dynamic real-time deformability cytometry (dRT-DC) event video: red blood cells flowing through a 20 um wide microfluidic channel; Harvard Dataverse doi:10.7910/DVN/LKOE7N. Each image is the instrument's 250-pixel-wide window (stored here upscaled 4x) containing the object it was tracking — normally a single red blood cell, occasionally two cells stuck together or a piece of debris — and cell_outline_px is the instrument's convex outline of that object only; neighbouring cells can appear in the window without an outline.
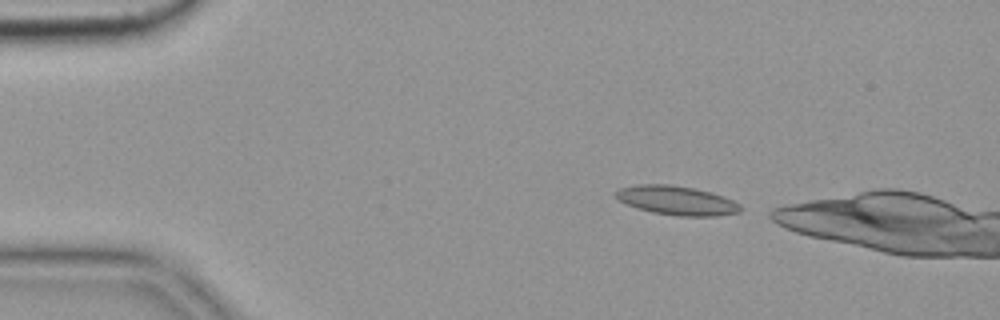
{"species": "common noctule bat (a hibernating species)", "species_latin": "Nyctalus noctula", "temperature_condition": "cold", "stored_images_in_passage": 3, "camera_frame_rate_fps": 3000, "um_per_image_px": 0.085, "animal": {"sex": "female", "body_mass_g": 19.9}, "frame": {"image": 1, "passage_image": 1, "time_ms": 0.0, "image_size_px": [1000, 320], "cell_outline_px": [[744, 208], [740, 212], [716, 216], [680, 216], [652, 212], [636, 208], [620, 200], [616, 196], [616, 192], [620, 188], [636, 184], [668, 184], [692, 188], [712, 192], [724, 196], [740, 204]], "centroid_in_image_um": [57.57, 17.04], "position_along_channel_um": 27.4, "area_um2": 21.1}}